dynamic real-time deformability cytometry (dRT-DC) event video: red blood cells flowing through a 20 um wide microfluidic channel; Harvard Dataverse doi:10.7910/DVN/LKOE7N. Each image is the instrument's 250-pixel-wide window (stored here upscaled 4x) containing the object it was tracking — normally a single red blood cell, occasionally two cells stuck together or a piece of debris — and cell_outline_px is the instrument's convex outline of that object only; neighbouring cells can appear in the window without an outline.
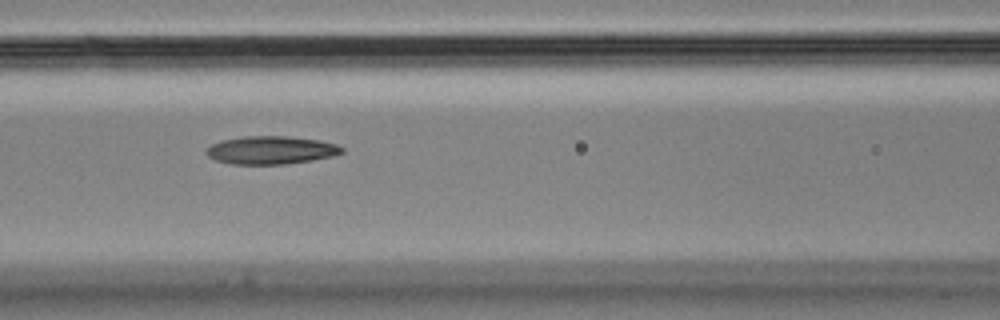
{"species": "Egyptian fruit bat (a non-hibernating species)", "species_latin": "Rousettus aegyptiacus", "temperature_condition": "cold", "stored_images_in_passage": 7, "camera_frame_rate_fps": 3000, "um_per_image_px": 0.085, "animal": {"sex": "male"}, "frame": {"image": 1, "passage_image": 6, "time_ms": 1.667, "image_size_px": [1000, 320], "cell_outline_px": [[344, 152], [332, 156], [312, 160], [284, 164], [232, 164], [216, 160], [208, 156], [204, 152], [212, 144], [220, 140], [244, 136], [288, 136], [320, 140], [336, 144], [344, 148]], "centroid_in_image_um": [23.03, 12.75], "position_along_channel_um": 143.6, "area_um2": 22.2}}
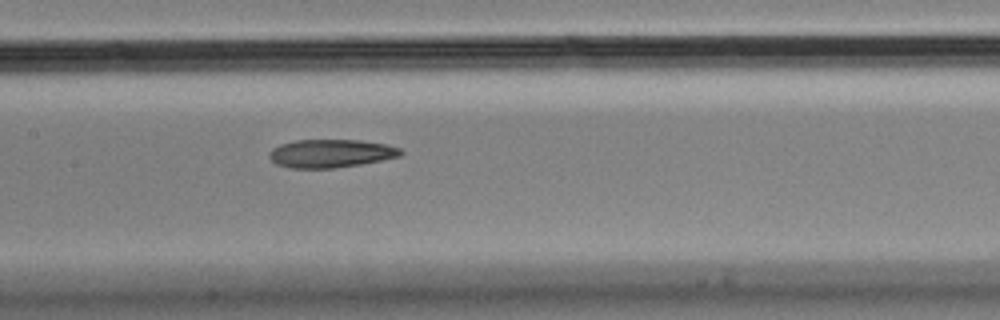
{"frame": {"image": 2, "passage_image": 7, "time_ms": 2.0, "image_size_px": [1000, 320], "cell_outline_px": [[404, 152], [400, 156], [360, 164], [332, 168], [288, 168], [276, 164], [268, 156], [268, 152], [272, 148], [280, 144], [296, 140], [360, 140], [384, 144], [400, 148]], "centroid_in_image_um": [28.07, 13.04], "position_along_channel_um": 179.3, "area_um2": 21.56}}